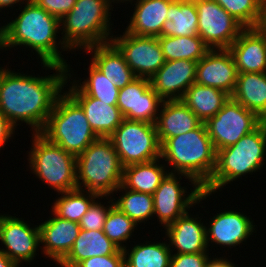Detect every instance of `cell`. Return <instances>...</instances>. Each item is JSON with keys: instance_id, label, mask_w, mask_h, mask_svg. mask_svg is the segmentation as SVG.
<instances>
[{"instance_id": "cell-26", "label": "cell", "mask_w": 266, "mask_h": 267, "mask_svg": "<svg viewBox=\"0 0 266 267\" xmlns=\"http://www.w3.org/2000/svg\"><path fill=\"white\" fill-rule=\"evenodd\" d=\"M119 250L120 248L104 234L103 230L81 229L72 249L58 265H61V267H75L84 259L113 255Z\"/></svg>"}, {"instance_id": "cell-2", "label": "cell", "mask_w": 266, "mask_h": 267, "mask_svg": "<svg viewBox=\"0 0 266 267\" xmlns=\"http://www.w3.org/2000/svg\"><path fill=\"white\" fill-rule=\"evenodd\" d=\"M18 17L0 27V49L25 46L36 52L41 63H50L67 68L70 66L61 56L62 51H70L61 39L56 41L60 32V20L46 12L34 1L26 2ZM58 42V44H57Z\"/></svg>"}, {"instance_id": "cell-23", "label": "cell", "mask_w": 266, "mask_h": 267, "mask_svg": "<svg viewBox=\"0 0 266 267\" xmlns=\"http://www.w3.org/2000/svg\"><path fill=\"white\" fill-rule=\"evenodd\" d=\"M134 0H121L120 3ZM174 0H137L125 31L137 36L159 37L167 20L169 5Z\"/></svg>"}, {"instance_id": "cell-33", "label": "cell", "mask_w": 266, "mask_h": 267, "mask_svg": "<svg viewBox=\"0 0 266 267\" xmlns=\"http://www.w3.org/2000/svg\"><path fill=\"white\" fill-rule=\"evenodd\" d=\"M60 194L61 196L58 197L53 203L54 205L51 206V211L62 219L77 223L80 222L82 216L88 211L89 207L96 199L104 198V196H99L94 192L78 188L58 193V195Z\"/></svg>"}, {"instance_id": "cell-7", "label": "cell", "mask_w": 266, "mask_h": 267, "mask_svg": "<svg viewBox=\"0 0 266 267\" xmlns=\"http://www.w3.org/2000/svg\"><path fill=\"white\" fill-rule=\"evenodd\" d=\"M40 134L76 157L98 139L84 110L67 90L57 98Z\"/></svg>"}, {"instance_id": "cell-35", "label": "cell", "mask_w": 266, "mask_h": 267, "mask_svg": "<svg viewBox=\"0 0 266 267\" xmlns=\"http://www.w3.org/2000/svg\"><path fill=\"white\" fill-rule=\"evenodd\" d=\"M89 77L82 84L81 80H73V83L87 96L94 97L100 101L110 102V105H117L119 90L99 69L90 63Z\"/></svg>"}, {"instance_id": "cell-18", "label": "cell", "mask_w": 266, "mask_h": 267, "mask_svg": "<svg viewBox=\"0 0 266 267\" xmlns=\"http://www.w3.org/2000/svg\"><path fill=\"white\" fill-rule=\"evenodd\" d=\"M236 211H223L217 213L209 221V226L206 227V241L209 247V242L221 245L223 248H232L240 245L243 241L253 235L255 225L253 220Z\"/></svg>"}, {"instance_id": "cell-37", "label": "cell", "mask_w": 266, "mask_h": 267, "mask_svg": "<svg viewBox=\"0 0 266 267\" xmlns=\"http://www.w3.org/2000/svg\"><path fill=\"white\" fill-rule=\"evenodd\" d=\"M244 28L257 26L262 0H215Z\"/></svg>"}, {"instance_id": "cell-22", "label": "cell", "mask_w": 266, "mask_h": 267, "mask_svg": "<svg viewBox=\"0 0 266 267\" xmlns=\"http://www.w3.org/2000/svg\"><path fill=\"white\" fill-rule=\"evenodd\" d=\"M189 212L177 218L165 227L170 249L177 250L174 254L209 252L206 241V226ZM172 246V247H171Z\"/></svg>"}, {"instance_id": "cell-44", "label": "cell", "mask_w": 266, "mask_h": 267, "mask_svg": "<svg viewBox=\"0 0 266 267\" xmlns=\"http://www.w3.org/2000/svg\"><path fill=\"white\" fill-rule=\"evenodd\" d=\"M256 28L266 35V0L261 1L260 18Z\"/></svg>"}, {"instance_id": "cell-29", "label": "cell", "mask_w": 266, "mask_h": 267, "mask_svg": "<svg viewBox=\"0 0 266 267\" xmlns=\"http://www.w3.org/2000/svg\"><path fill=\"white\" fill-rule=\"evenodd\" d=\"M229 97L219 89L193 83L180 100L205 123L216 115Z\"/></svg>"}, {"instance_id": "cell-8", "label": "cell", "mask_w": 266, "mask_h": 267, "mask_svg": "<svg viewBox=\"0 0 266 267\" xmlns=\"http://www.w3.org/2000/svg\"><path fill=\"white\" fill-rule=\"evenodd\" d=\"M32 135L28 164L34 175L58 193L76 189V156L49 142L40 133Z\"/></svg>"}, {"instance_id": "cell-31", "label": "cell", "mask_w": 266, "mask_h": 267, "mask_svg": "<svg viewBox=\"0 0 266 267\" xmlns=\"http://www.w3.org/2000/svg\"><path fill=\"white\" fill-rule=\"evenodd\" d=\"M133 246L123 249L125 267H169L174 249L168 243L147 241Z\"/></svg>"}, {"instance_id": "cell-3", "label": "cell", "mask_w": 266, "mask_h": 267, "mask_svg": "<svg viewBox=\"0 0 266 267\" xmlns=\"http://www.w3.org/2000/svg\"><path fill=\"white\" fill-rule=\"evenodd\" d=\"M216 155L205 123H202L192 131L168 138L161 145L160 158L172 166L170 173L186 174L203 187L214 172Z\"/></svg>"}, {"instance_id": "cell-24", "label": "cell", "mask_w": 266, "mask_h": 267, "mask_svg": "<svg viewBox=\"0 0 266 267\" xmlns=\"http://www.w3.org/2000/svg\"><path fill=\"white\" fill-rule=\"evenodd\" d=\"M155 122L162 145L168 138L185 134L203 122L180 100H164Z\"/></svg>"}, {"instance_id": "cell-15", "label": "cell", "mask_w": 266, "mask_h": 267, "mask_svg": "<svg viewBox=\"0 0 266 267\" xmlns=\"http://www.w3.org/2000/svg\"><path fill=\"white\" fill-rule=\"evenodd\" d=\"M0 242L6 248L1 250L18 266L30 263L41 245L39 226L31 228L22 218L0 214Z\"/></svg>"}, {"instance_id": "cell-38", "label": "cell", "mask_w": 266, "mask_h": 267, "mask_svg": "<svg viewBox=\"0 0 266 267\" xmlns=\"http://www.w3.org/2000/svg\"><path fill=\"white\" fill-rule=\"evenodd\" d=\"M108 201L110 204L109 206L105 207L102 202L99 200H95L91 206L89 207L88 211L82 216L79 226L81 229L84 230H103L104 223L107 217V214L110 210V207L114 204L113 198ZM99 201V202H98Z\"/></svg>"}, {"instance_id": "cell-10", "label": "cell", "mask_w": 266, "mask_h": 267, "mask_svg": "<svg viewBox=\"0 0 266 267\" xmlns=\"http://www.w3.org/2000/svg\"><path fill=\"white\" fill-rule=\"evenodd\" d=\"M182 176L191 182L193 186V189H190L191 193L187 192L186 187L181 186L180 179H182ZM152 195L154 215L157 216L160 224L165 228L188 212L190 207L211 196V193L203 191L202 187L186 174L168 172Z\"/></svg>"}, {"instance_id": "cell-21", "label": "cell", "mask_w": 266, "mask_h": 267, "mask_svg": "<svg viewBox=\"0 0 266 267\" xmlns=\"http://www.w3.org/2000/svg\"><path fill=\"white\" fill-rule=\"evenodd\" d=\"M228 50L238 73L266 72V35L256 27L244 28Z\"/></svg>"}, {"instance_id": "cell-13", "label": "cell", "mask_w": 266, "mask_h": 267, "mask_svg": "<svg viewBox=\"0 0 266 267\" xmlns=\"http://www.w3.org/2000/svg\"><path fill=\"white\" fill-rule=\"evenodd\" d=\"M111 42L122 53L136 77L150 79L166 62L157 37L137 36L126 31Z\"/></svg>"}, {"instance_id": "cell-19", "label": "cell", "mask_w": 266, "mask_h": 267, "mask_svg": "<svg viewBox=\"0 0 266 267\" xmlns=\"http://www.w3.org/2000/svg\"><path fill=\"white\" fill-rule=\"evenodd\" d=\"M53 217L42 222L39 226L40 247L45 257L59 264L70 252L81 230L79 223L62 219L53 211ZM43 248V249H42Z\"/></svg>"}, {"instance_id": "cell-4", "label": "cell", "mask_w": 266, "mask_h": 267, "mask_svg": "<svg viewBox=\"0 0 266 267\" xmlns=\"http://www.w3.org/2000/svg\"><path fill=\"white\" fill-rule=\"evenodd\" d=\"M266 156V121L234 145L217 151L216 166L203 191L215 193L247 173L261 170ZM224 186V187H223Z\"/></svg>"}, {"instance_id": "cell-40", "label": "cell", "mask_w": 266, "mask_h": 267, "mask_svg": "<svg viewBox=\"0 0 266 267\" xmlns=\"http://www.w3.org/2000/svg\"><path fill=\"white\" fill-rule=\"evenodd\" d=\"M75 267H125L124 253L120 249L113 255L90 257L79 262Z\"/></svg>"}, {"instance_id": "cell-45", "label": "cell", "mask_w": 266, "mask_h": 267, "mask_svg": "<svg viewBox=\"0 0 266 267\" xmlns=\"http://www.w3.org/2000/svg\"><path fill=\"white\" fill-rule=\"evenodd\" d=\"M0 267H19L0 248Z\"/></svg>"}, {"instance_id": "cell-5", "label": "cell", "mask_w": 266, "mask_h": 267, "mask_svg": "<svg viewBox=\"0 0 266 267\" xmlns=\"http://www.w3.org/2000/svg\"><path fill=\"white\" fill-rule=\"evenodd\" d=\"M117 1V2H116ZM118 0H77L60 19L62 42L69 49H87L111 41V13Z\"/></svg>"}, {"instance_id": "cell-6", "label": "cell", "mask_w": 266, "mask_h": 267, "mask_svg": "<svg viewBox=\"0 0 266 267\" xmlns=\"http://www.w3.org/2000/svg\"><path fill=\"white\" fill-rule=\"evenodd\" d=\"M76 166L78 189L108 198L122 184L123 166L109 138L92 142L76 157Z\"/></svg>"}, {"instance_id": "cell-46", "label": "cell", "mask_w": 266, "mask_h": 267, "mask_svg": "<svg viewBox=\"0 0 266 267\" xmlns=\"http://www.w3.org/2000/svg\"><path fill=\"white\" fill-rule=\"evenodd\" d=\"M25 1V2H24ZM26 1H29V0H0V9H5V7H11L13 9L12 6H14L15 4L18 5L17 3H21V4H24L26 3ZM1 12V10H0Z\"/></svg>"}, {"instance_id": "cell-32", "label": "cell", "mask_w": 266, "mask_h": 267, "mask_svg": "<svg viewBox=\"0 0 266 267\" xmlns=\"http://www.w3.org/2000/svg\"><path fill=\"white\" fill-rule=\"evenodd\" d=\"M166 61L186 59L198 62L210 48L200 36H159Z\"/></svg>"}, {"instance_id": "cell-12", "label": "cell", "mask_w": 266, "mask_h": 267, "mask_svg": "<svg viewBox=\"0 0 266 267\" xmlns=\"http://www.w3.org/2000/svg\"><path fill=\"white\" fill-rule=\"evenodd\" d=\"M198 35L210 49H228L244 27L215 0H194Z\"/></svg>"}, {"instance_id": "cell-1", "label": "cell", "mask_w": 266, "mask_h": 267, "mask_svg": "<svg viewBox=\"0 0 266 267\" xmlns=\"http://www.w3.org/2000/svg\"><path fill=\"white\" fill-rule=\"evenodd\" d=\"M41 64L55 73L35 77L0 67V112L15 128L21 121L32 127L33 133L42 131L57 98L72 77L65 67Z\"/></svg>"}, {"instance_id": "cell-9", "label": "cell", "mask_w": 266, "mask_h": 267, "mask_svg": "<svg viewBox=\"0 0 266 267\" xmlns=\"http://www.w3.org/2000/svg\"><path fill=\"white\" fill-rule=\"evenodd\" d=\"M109 139L123 167L161 157V144L155 124L124 118Z\"/></svg>"}, {"instance_id": "cell-36", "label": "cell", "mask_w": 266, "mask_h": 267, "mask_svg": "<svg viewBox=\"0 0 266 267\" xmlns=\"http://www.w3.org/2000/svg\"><path fill=\"white\" fill-rule=\"evenodd\" d=\"M137 225V223L113 204L107 214L103 232L114 244L123 250L127 246L122 243H126L132 237V232H134Z\"/></svg>"}, {"instance_id": "cell-14", "label": "cell", "mask_w": 266, "mask_h": 267, "mask_svg": "<svg viewBox=\"0 0 266 267\" xmlns=\"http://www.w3.org/2000/svg\"><path fill=\"white\" fill-rule=\"evenodd\" d=\"M163 101L150 79L137 77L119 90L117 106L125 119L155 124Z\"/></svg>"}, {"instance_id": "cell-28", "label": "cell", "mask_w": 266, "mask_h": 267, "mask_svg": "<svg viewBox=\"0 0 266 267\" xmlns=\"http://www.w3.org/2000/svg\"><path fill=\"white\" fill-rule=\"evenodd\" d=\"M160 159L123 167L121 185L132 191L153 194L160 186L161 180L170 171V169L168 171L165 169L164 164H159Z\"/></svg>"}, {"instance_id": "cell-25", "label": "cell", "mask_w": 266, "mask_h": 267, "mask_svg": "<svg viewBox=\"0 0 266 267\" xmlns=\"http://www.w3.org/2000/svg\"><path fill=\"white\" fill-rule=\"evenodd\" d=\"M84 51L92 53L90 62L118 89L125 87L137 78L126 63L122 53L111 41L89 47Z\"/></svg>"}, {"instance_id": "cell-34", "label": "cell", "mask_w": 266, "mask_h": 267, "mask_svg": "<svg viewBox=\"0 0 266 267\" xmlns=\"http://www.w3.org/2000/svg\"><path fill=\"white\" fill-rule=\"evenodd\" d=\"M122 192L121 197L113 199L114 205L137 224H142L154 216L153 195L136 192L122 185L115 192ZM125 193H124V192Z\"/></svg>"}, {"instance_id": "cell-42", "label": "cell", "mask_w": 266, "mask_h": 267, "mask_svg": "<svg viewBox=\"0 0 266 267\" xmlns=\"http://www.w3.org/2000/svg\"><path fill=\"white\" fill-rule=\"evenodd\" d=\"M15 133V127L7 120V118L0 112V150L8 143L9 139Z\"/></svg>"}, {"instance_id": "cell-16", "label": "cell", "mask_w": 266, "mask_h": 267, "mask_svg": "<svg viewBox=\"0 0 266 267\" xmlns=\"http://www.w3.org/2000/svg\"><path fill=\"white\" fill-rule=\"evenodd\" d=\"M238 71L228 49H210L196 66L195 83L233 94Z\"/></svg>"}, {"instance_id": "cell-39", "label": "cell", "mask_w": 266, "mask_h": 267, "mask_svg": "<svg viewBox=\"0 0 266 267\" xmlns=\"http://www.w3.org/2000/svg\"><path fill=\"white\" fill-rule=\"evenodd\" d=\"M209 253L172 254L169 267H206Z\"/></svg>"}, {"instance_id": "cell-41", "label": "cell", "mask_w": 266, "mask_h": 267, "mask_svg": "<svg viewBox=\"0 0 266 267\" xmlns=\"http://www.w3.org/2000/svg\"><path fill=\"white\" fill-rule=\"evenodd\" d=\"M46 12L62 19L72 10L77 0H32Z\"/></svg>"}, {"instance_id": "cell-17", "label": "cell", "mask_w": 266, "mask_h": 267, "mask_svg": "<svg viewBox=\"0 0 266 267\" xmlns=\"http://www.w3.org/2000/svg\"><path fill=\"white\" fill-rule=\"evenodd\" d=\"M197 62L179 59L166 61L150 78L151 86L163 100L181 99L195 83Z\"/></svg>"}, {"instance_id": "cell-20", "label": "cell", "mask_w": 266, "mask_h": 267, "mask_svg": "<svg viewBox=\"0 0 266 267\" xmlns=\"http://www.w3.org/2000/svg\"><path fill=\"white\" fill-rule=\"evenodd\" d=\"M71 84L67 93L84 110L91 129L98 138H109L124 120L119 107L87 96L74 83Z\"/></svg>"}, {"instance_id": "cell-43", "label": "cell", "mask_w": 266, "mask_h": 267, "mask_svg": "<svg viewBox=\"0 0 266 267\" xmlns=\"http://www.w3.org/2000/svg\"><path fill=\"white\" fill-rule=\"evenodd\" d=\"M206 267H236L234 262L232 263L231 261H229L228 259L225 258H210L208 260L207 266Z\"/></svg>"}, {"instance_id": "cell-27", "label": "cell", "mask_w": 266, "mask_h": 267, "mask_svg": "<svg viewBox=\"0 0 266 267\" xmlns=\"http://www.w3.org/2000/svg\"><path fill=\"white\" fill-rule=\"evenodd\" d=\"M231 97L266 121V72L238 73Z\"/></svg>"}, {"instance_id": "cell-30", "label": "cell", "mask_w": 266, "mask_h": 267, "mask_svg": "<svg viewBox=\"0 0 266 267\" xmlns=\"http://www.w3.org/2000/svg\"><path fill=\"white\" fill-rule=\"evenodd\" d=\"M161 36H199L198 14L194 0H174L169 5Z\"/></svg>"}, {"instance_id": "cell-11", "label": "cell", "mask_w": 266, "mask_h": 267, "mask_svg": "<svg viewBox=\"0 0 266 267\" xmlns=\"http://www.w3.org/2000/svg\"><path fill=\"white\" fill-rule=\"evenodd\" d=\"M263 122L231 96L215 116L205 122L216 151L234 145Z\"/></svg>"}]
</instances>
